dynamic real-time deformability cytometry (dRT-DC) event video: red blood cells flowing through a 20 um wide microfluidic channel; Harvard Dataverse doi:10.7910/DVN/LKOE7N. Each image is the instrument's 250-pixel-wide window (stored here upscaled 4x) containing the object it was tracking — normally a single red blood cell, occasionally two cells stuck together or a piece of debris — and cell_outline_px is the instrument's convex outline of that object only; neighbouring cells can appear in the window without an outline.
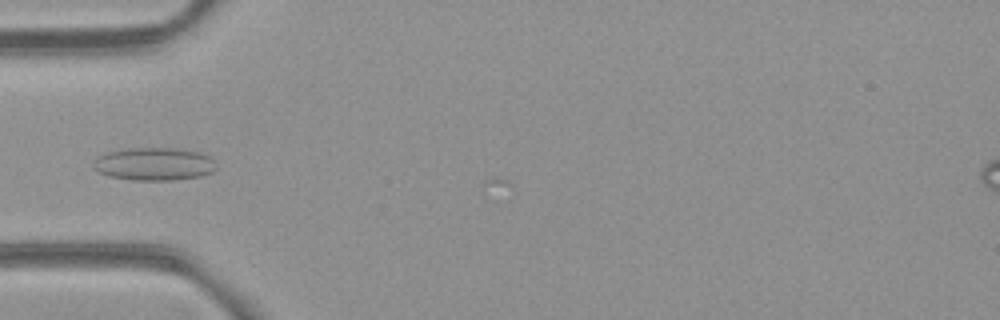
{"species": "common noctule bat (a hibernating species)", "species_latin": "Nyctalus noctula", "temperature_condition": "room temperature", "stored_images_in_passage": 14, "camera_frame_rate_fps": 3000, "um_per_image_px": 0.085, "animal": {"sex": "female", "body_mass_g": 21.9}, "frame": {"image": 1, "passage_image": 5, "time_ms": 1.333, "image_size_px": [1000, 320], "cell_outline_px": [[216, 168], [212, 172], [200, 176], [172, 180], [132, 180], [108, 176], [92, 168], [92, 160], [96, 156], [108, 152], [132, 148], [176, 148], [200, 152], [208, 156], [212, 160]], "centroid_in_image_um": [13.05, 13.94], "position_along_channel_um": 72.0, "area_um2": 23.58}}
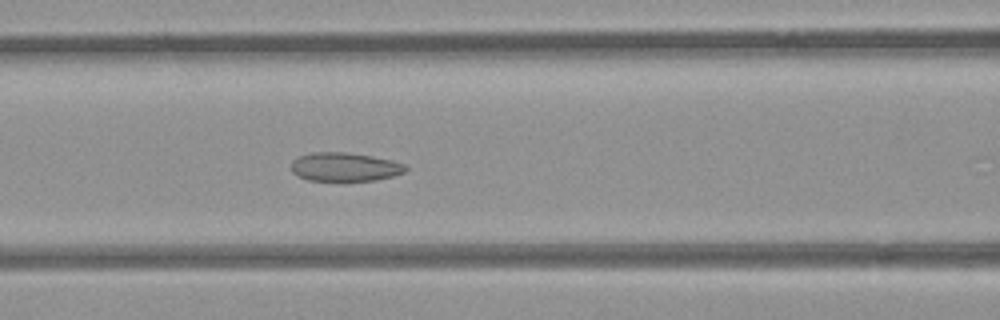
{"frame": {"image": 2, "passage_image": 10, "time_ms": 3.0, "image_size_px": [1000, 320], "cell_outline_px": [[408, 168], [404, 172], [392, 176], [376, 180], [340, 184], [308, 180], [296, 176], [292, 172], [292, 160], [300, 156], [312, 152], [344, 152], [372, 156], [392, 160], [404, 164]], "centroid_in_image_um": [29.28, 14.24], "position_along_channel_um": 137.3, "area_um2": 20.0}}